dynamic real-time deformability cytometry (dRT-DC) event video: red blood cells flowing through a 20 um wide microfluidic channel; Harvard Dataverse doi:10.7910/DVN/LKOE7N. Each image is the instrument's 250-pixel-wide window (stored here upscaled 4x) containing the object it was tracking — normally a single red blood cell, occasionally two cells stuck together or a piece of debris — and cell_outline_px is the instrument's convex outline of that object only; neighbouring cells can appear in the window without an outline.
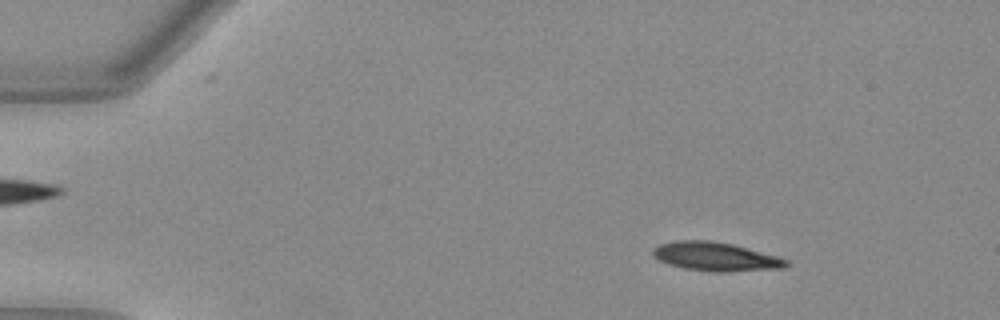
{"species": "Egyptian fruit bat (a non-hibernating species)", "species_latin": "Rousettus aegyptiacus", "temperature_condition": "warm", "stored_images_in_passage": 51, "camera_frame_rate_fps": 3000, "um_per_image_px": 0.085, "animal": {"sex": "female"}, "frame": {"image": 1, "passage_image": 7, "time_ms": 2.0, "image_size_px": [1000, 320], "cell_outline_px": [[792, 264], [784, 268], [724, 272], [716, 272], [684, 268], [668, 264], [652, 256], [652, 248], [660, 244], [676, 240], [712, 240], [732, 244], [776, 256], [788, 260]], "centroid_in_image_um": [60.82, 21.81], "position_along_channel_um": 24.2, "area_um2": 22.37}}
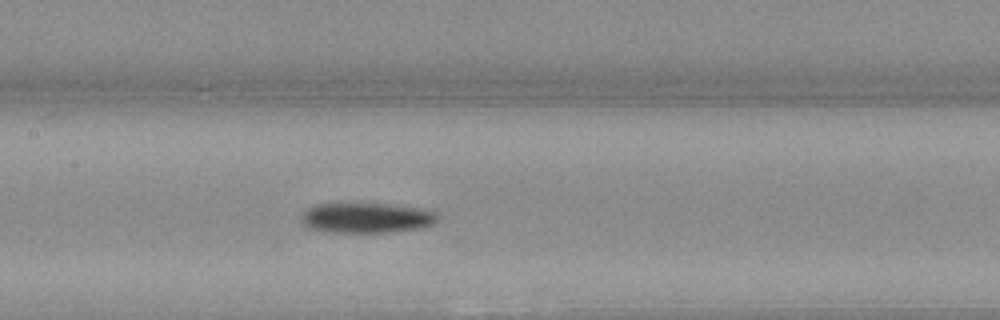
{"frame": {"image": 2, "passage_image": 25, "time_ms": 8.0, "image_size_px": [1000, 320], "cell_outline_px": [[440, 216], [432, 224], [416, 228], [392, 232], [332, 232], [312, 228], [304, 224], [304, 212], [308, 208], [316, 204], [388, 204], [416, 208], [436, 212]], "centroid_in_image_um": [31.19, 18.51], "position_along_channel_um": 176.2, "area_um2": 23.29}}
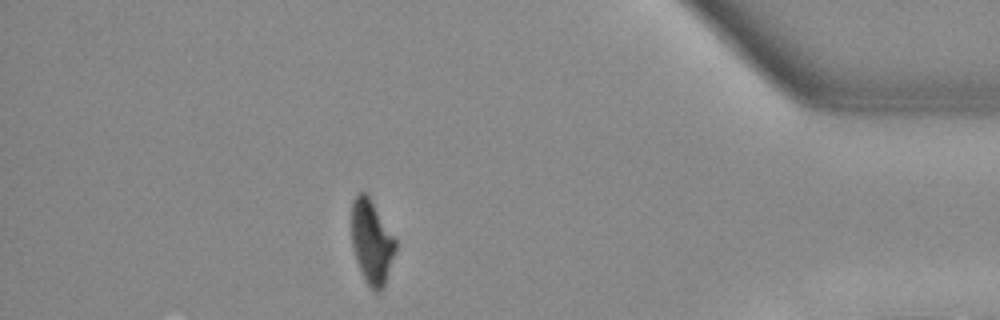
{"frame": {"image": 3, "passage_image": 45, "time_ms": 14.667, "image_size_px": [1000, 320], "cell_outline_px": [[396, 248], [384, 284], [380, 292], [376, 292], [368, 284], [356, 260], [352, 248], [352, 200], [360, 192], [368, 192], [396, 240]], "centroid_in_image_um": [31.58, 20.49], "position_along_channel_um": 403.6, "area_um2": 21.27}, "authors_computed_cell_mechanics": {"area_um2": 23.0622, "velocity_mm_per_s": 4.0025, "shape_relaxation_time_tau1_ms": 8.022, "shape_relaxation_time_tau2_ms": null, "deformation_change_tau1": 0.2508, "deformation_change_tau2": null}}